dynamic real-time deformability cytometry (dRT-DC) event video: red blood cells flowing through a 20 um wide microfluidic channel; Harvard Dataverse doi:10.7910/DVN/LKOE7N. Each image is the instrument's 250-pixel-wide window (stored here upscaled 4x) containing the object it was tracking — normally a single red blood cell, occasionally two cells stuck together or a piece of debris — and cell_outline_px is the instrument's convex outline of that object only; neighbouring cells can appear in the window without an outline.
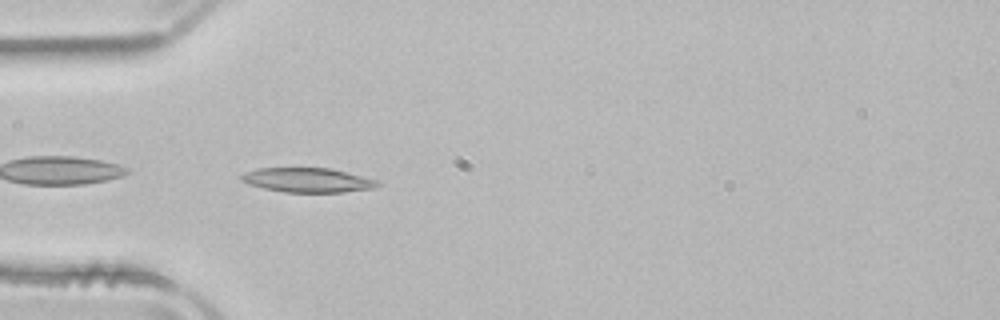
{"species": "common noctule bat (a hibernating species)", "species_latin": "Nyctalus noctula", "temperature_condition": "room temperature", "stored_images_in_passage": 37, "camera_frame_rate_fps": 3000, "um_per_image_px": 0.085, "animal": {"sex": "male", "body_mass_g": 21.5, "forearm_length_mm": 52.0}, "frame": {"image": 1, "passage_image": 1, "time_ms": 0.0, "image_size_px": [1000, 320], "cell_outline_px": [[380, 184], [376, 188], [344, 192], [284, 192], [264, 188], [248, 184], [240, 180], [240, 176], [244, 172], [256, 168], [328, 168], [376, 180]], "centroid_in_image_um": [26.09, 15.31], "position_along_channel_um": 58.9, "area_um2": 19.25}}
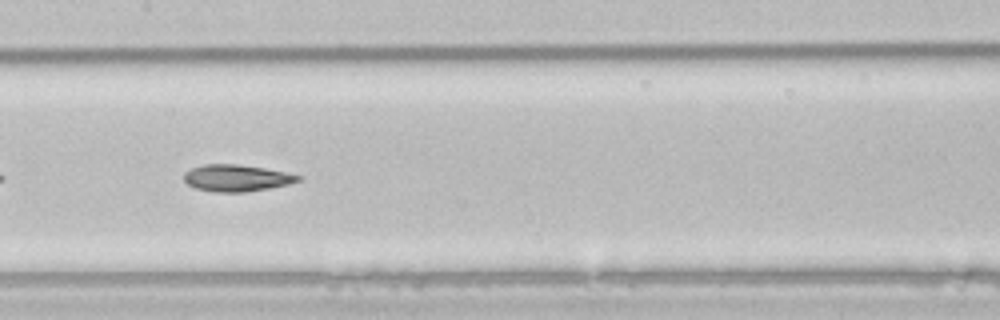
{"frame": {"image": 2, "passage_image": 11, "time_ms": 3.333, "image_size_px": [1000, 320], "cell_outline_px": [[300, 180], [288, 184], [268, 188], [244, 192], [216, 192], [196, 188], [188, 184], [184, 180], [184, 172], [192, 168], [204, 164], [236, 164], [264, 168], [284, 172], [300, 176]], "centroid_in_image_um": [20.06, 15.13], "position_along_channel_um": 187.3, "area_um2": 17.51}}
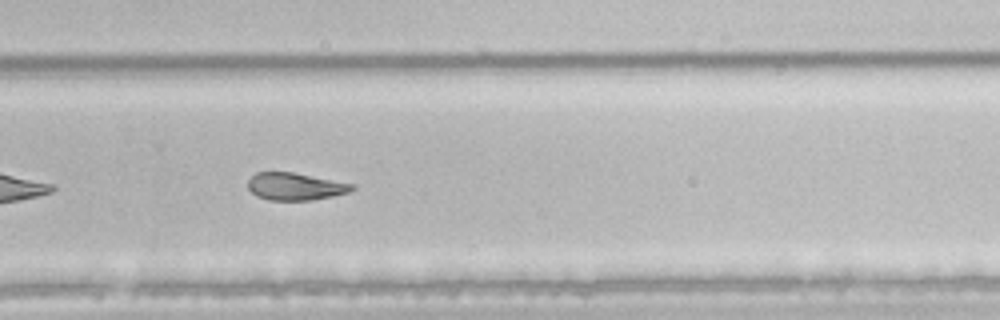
{"frame": {"image": 3, "passage_image": 20, "time_ms": 6.333, "image_size_px": [1000, 320], "cell_outline_px": [[356, 188], [348, 192], [332, 196], [312, 200], [268, 200], [256, 196], [248, 188], [248, 180], [256, 172], [292, 172], [356, 184]], "centroid_in_image_um": [25.1, 15.85], "position_along_channel_um": 304.7, "area_um2": 16.65}, "authors_computed_cell_mechanics": {"area_um2": 17.918, "velocity_mm_per_s": 3.9519, "shape_relaxation_time_tau1_ms": 6.52, "shape_relaxation_time_tau2_ms": 4.7163, "deformation_change_tau1": 0.175, "deformation_change_tau2": 0.1211}}